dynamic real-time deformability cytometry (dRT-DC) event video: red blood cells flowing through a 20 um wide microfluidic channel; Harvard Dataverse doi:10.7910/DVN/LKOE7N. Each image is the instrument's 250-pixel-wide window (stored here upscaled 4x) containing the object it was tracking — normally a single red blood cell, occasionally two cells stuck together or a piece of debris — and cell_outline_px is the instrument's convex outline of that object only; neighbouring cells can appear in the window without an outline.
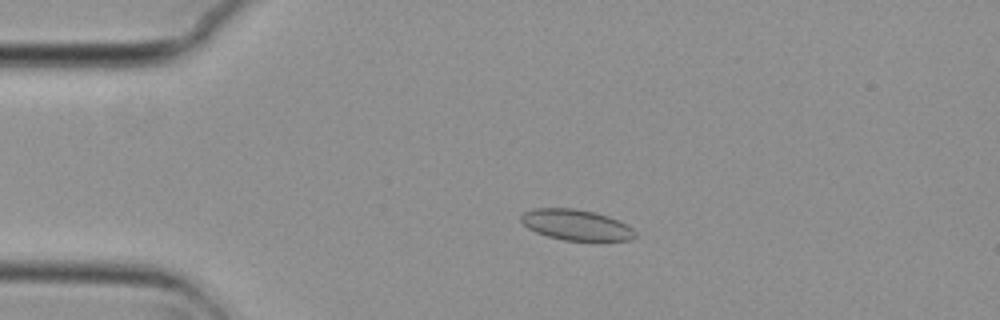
{"species": "common noctule bat (a hibernating species)", "species_latin": "Nyctalus noctula", "temperature_condition": "cold", "stored_images_in_passage": 56, "camera_frame_rate_fps": 3000, "um_per_image_px": 0.085, "animal": {"sex": "female", "body_mass_g": 29.2, "forearm_length_mm": 56.3}, "frame": {"image": 1, "passage_image": 13, "time_ms": 4.0, "image_size_px": [1000, 320], "cell_outline_px": [[636, 236], [632, 240], [564, 240], [548, 236], [536, 232], [528, 228], [520, 220], [520, 216], [524, 212], [532, 208], [572, 208], [596, 212], [608, 216], [628, 224], [636, 232]], "centroid_in_image_um": [48.98, 19.1], "position_along_channel_um": 36.0, "area_um2": 20.46}}
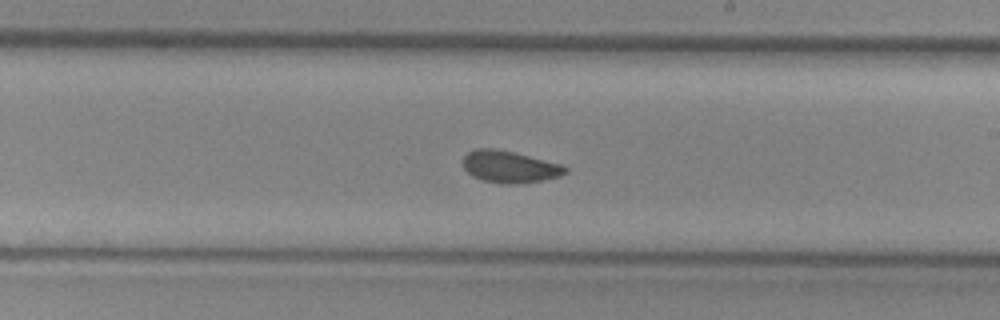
{"frame": {"image": 2, "passage_image": 33, "time_ms": 10.667, "image_size_px": [1000, 320], "cell_outline_px": [[568, 172], [560, 176], [544, 180], [520, 184], [504, 184], [484, 180], [472, 176], [464, 168], [460, 160], [468, 152], [476, 148], [496, 148], [560, 164], [568, 168]], "centroid_in_image_um": [43.29, 14.18], "position_along_channel_um": 245.7, "area_um2": 19.07}}
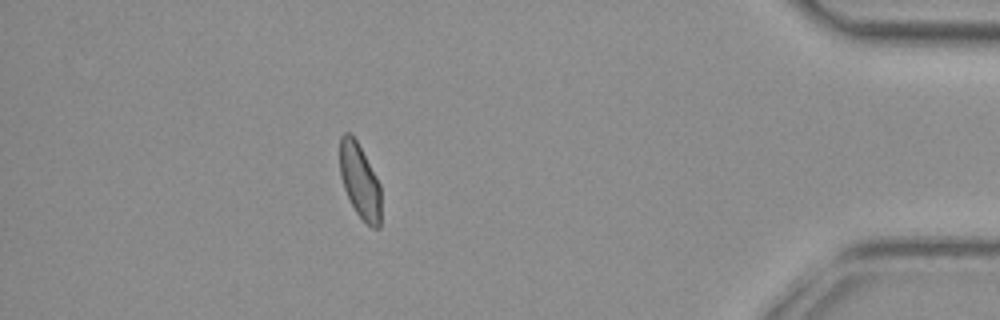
{"frame": {"image": 3, "passage_image": 50, "time_ms": 16.333, "image_size_px": [1000, 320], "cell_outline_px": [[380, 228], [372, 228], [356, 212], [344, 188], [340, 176], [340, 136], [344, 132], [348, 132], [356, 140], [376, 176], [380, 184]], "centroid_in_image_um": [30.58, 15.38], "position_along_channel_um": 404.6, "area_um2": 17.63}, "authors_computed_cell_mechanics": {"area_um2": 19.2763, "velocity_mm_per_s": 3.6986, "shape_relaxation_time_tau1_ms": null, "shape_relaxation_time_tau2_ms": 2.744, "deformation_change_tau1": null, "deformation_change_tau2": 0.0717}}